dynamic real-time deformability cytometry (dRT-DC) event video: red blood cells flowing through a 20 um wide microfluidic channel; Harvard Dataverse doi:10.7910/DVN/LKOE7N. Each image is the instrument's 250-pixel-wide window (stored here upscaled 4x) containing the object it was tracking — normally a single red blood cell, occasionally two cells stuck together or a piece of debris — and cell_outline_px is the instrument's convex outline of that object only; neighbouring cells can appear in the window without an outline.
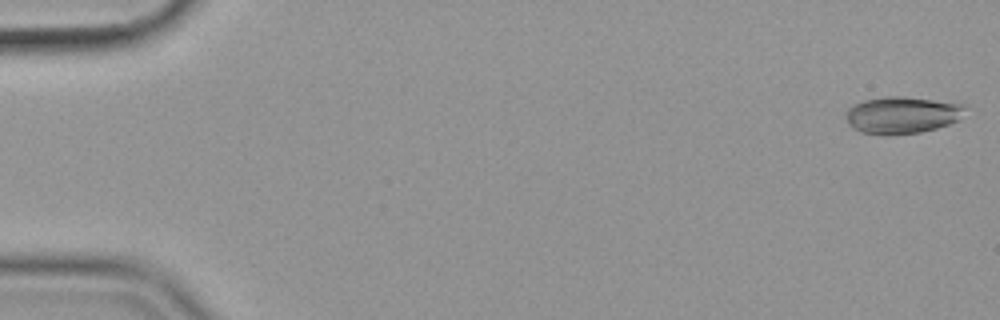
{"species": "common noctule bat (a hibernating species)", "species_latin": "Nyctalus noctula", "temperature_condition": "cold", "stored_images_in_passage": 56, "camera_frame_rate_fps": 3000, "um_per_image_px": 0.085, "animal": {"sex": "female", "body_mass_g": 19.9}, "frame": {"image": 1, "passage_image": 1, "time_ms": 0.0, "image_size_px": [1000, 320], "cell_outline_px": [[968, 104], [960, 120], [936, 128], [920, 132], [888, 136], [884, 136], [860, 132], [852, 128], [848, 124], [844, 116], [844, 112], [852, 104], [864, 100], [884, 96], [904, 96]], "centroid_in_image_um": [76.65, 9.78], "position_along_channel_um": 8.4, "area_um2": 26.41}}
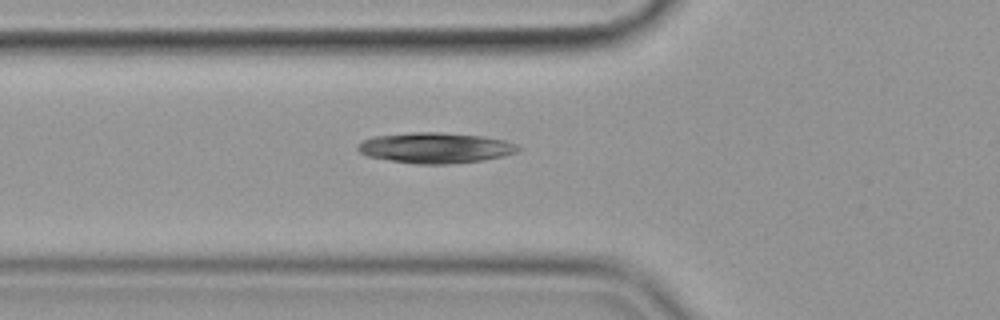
{"frame": {"image": 2, "passage_image": 20, "time_ms": 6.333, "image_size_px": [1000, 320], "cell_outline_px": [[520, 148], [516, 152], [504, 156], [484, 160], [448, 164], [416, 164], [368, 156], [360, 152], [356, 148], [356, 144], [372, 136], [412, 132], [440, 132], [484, 136], [504, 140], [516, 144]], "centroid_in_image_um": [37.0, 12.56], "position_along_channel_um": 88.8, "area_um2": 28.61}}
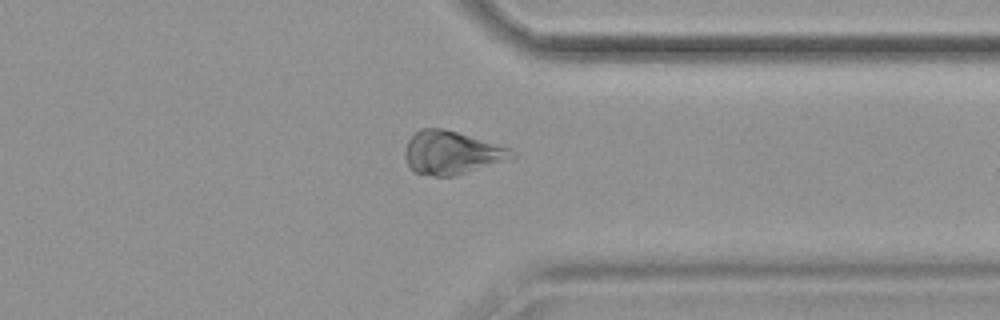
{"frame": {"image": 3, "passage_image": 44, "time_ms": 14.333, "image_size_px": [1000, 320], "cell_outline_px": [[516, 156], [504, 160], [452, 176], [432, 176], [416, 172], [408, 164], [404, 152], [408, 140], [420, 128], [440, 128], [456, 132], [512, 148], [516, 152]], "centroid_in_image_um": [38.37, 12.96], "position_along_channel_um": 373.0, "area_um2": 26.3}}